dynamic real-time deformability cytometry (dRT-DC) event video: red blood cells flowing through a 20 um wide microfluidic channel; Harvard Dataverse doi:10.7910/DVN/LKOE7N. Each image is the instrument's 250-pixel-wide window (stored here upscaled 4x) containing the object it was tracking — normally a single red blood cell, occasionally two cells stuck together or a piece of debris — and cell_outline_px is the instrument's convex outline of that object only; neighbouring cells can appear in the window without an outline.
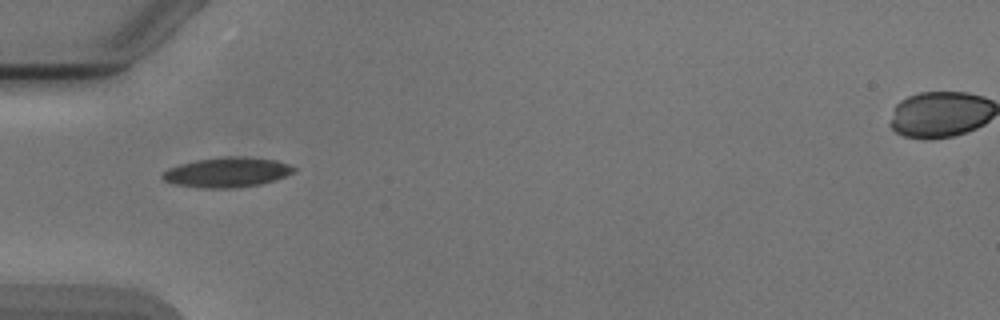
{"species": "Egyptian fruit bat (a non-hibernating species)", "species_latin": "Rousettus aegyptiacus", "temperature_condition": "cold", "stored_images_in_passage": 5, "camera_frame_rate_fps": 3000, "um_per_image_px": 0.085, "animal": {"sex": "male"}, "frame": {"image": 1, "passage_image": 5, "time_ms": 4.667, "image_size_px": [1000, 320], "cell_outline_px": [[296, 168], [292, 172], [284, 176], [260, 184], [236, 188], [204, 188], [176, 184], [164, 180], [160, 176], [168, 168], [180, 164], [196, 160], [228, 156], [248, 156], [276, 160], [288, 164]], "centroid_in_image_um": [19.29, 14.63], "position_along_channel_um": 65.7, "area_um2": 22.72}}